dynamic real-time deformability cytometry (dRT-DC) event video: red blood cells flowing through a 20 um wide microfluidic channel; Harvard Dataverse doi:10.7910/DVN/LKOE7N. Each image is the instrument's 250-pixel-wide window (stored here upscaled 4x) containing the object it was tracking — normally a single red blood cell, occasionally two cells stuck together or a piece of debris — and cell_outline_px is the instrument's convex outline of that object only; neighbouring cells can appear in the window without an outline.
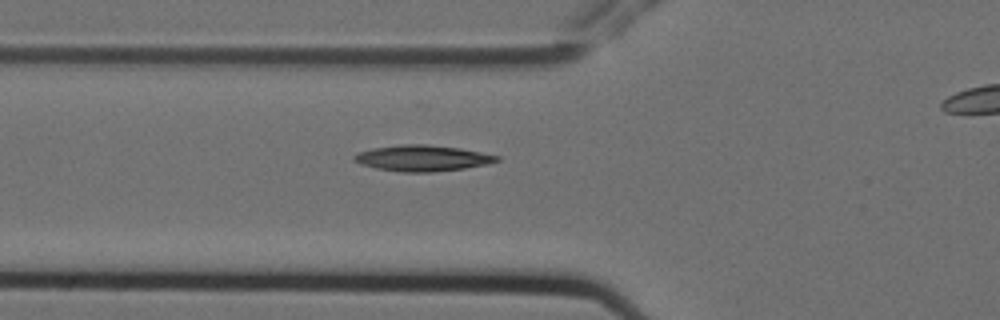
{"species": "Egyptian fruit bat (a non-hibernating species)", "species_latin": "Rousettus aegyptiacus", "temperature_condition": "cold", "stored_images_in_passage": 6, "segment_of_instrument_passage": [1, 2], "camera_frame_rate_fps": 3000, "um_per_image_px": 0.085, "animal": {"sex": "female"}, "frame": {"image": 1, "passage_image": 5, "time_ms": 1.333, "image_size_px": [1000, 320], "cell_outline_px": [[500, 160], [488, 164], [464, 168], [432, 172], [404, 172], [376, 168], [360, 164], [352, 160], [352, 156], [356, 152], [372, 148], [400, 144], [424, 144], [460, 148], [500, 156]], "centroid_in_image_um": [35.86, 13.44], "position_along_channel_um": 89.9, "area_um2": 21.68}}